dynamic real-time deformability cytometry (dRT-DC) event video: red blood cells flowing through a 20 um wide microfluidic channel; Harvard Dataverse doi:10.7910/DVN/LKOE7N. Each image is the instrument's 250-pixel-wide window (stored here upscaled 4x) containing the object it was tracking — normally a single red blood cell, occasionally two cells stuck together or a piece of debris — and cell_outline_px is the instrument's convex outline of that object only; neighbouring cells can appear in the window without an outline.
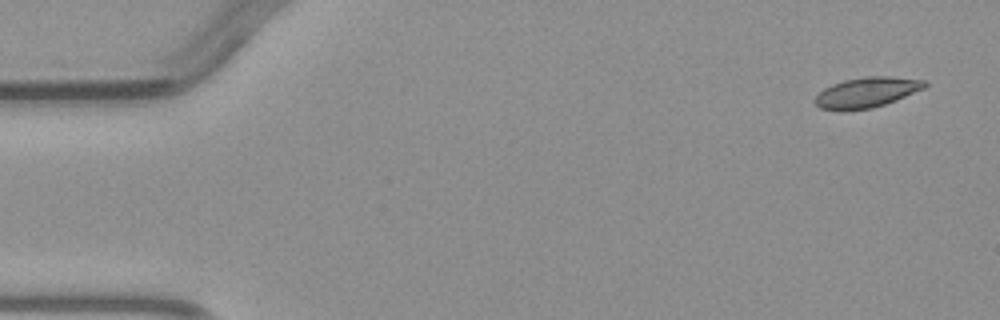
{"species": "common noctule bat (a hibernating species)", "species_latin": "Nyctalus noctula", "temperature_condition": "warm", "stored_images_in_passage": 5, "segment_of_instrument_passage": [1, 2], "camera_frame_rate_fps": 3000, "um_per_image_px": 0.085, "animal": {"sex": "male", "body_mass_g": 23.1, "forearm_length_mm": 52.7}, "frame": {"image": 1, "passage_image": 1, "time_ms": 0.0, "image_size_px": [1000, 320], "cell_outline_px": [[928, 84], [924, 88], [896, 100], [872, 108], [820, 108], [812, 100], [824, 88], [832, 84], [844, 80], [864, 76], [888, 76], [928, 80]], "centroid_in_image_um": [73.72, 7.8], "position_along_channel_um": 11.3, "area_um2": 18.9}}
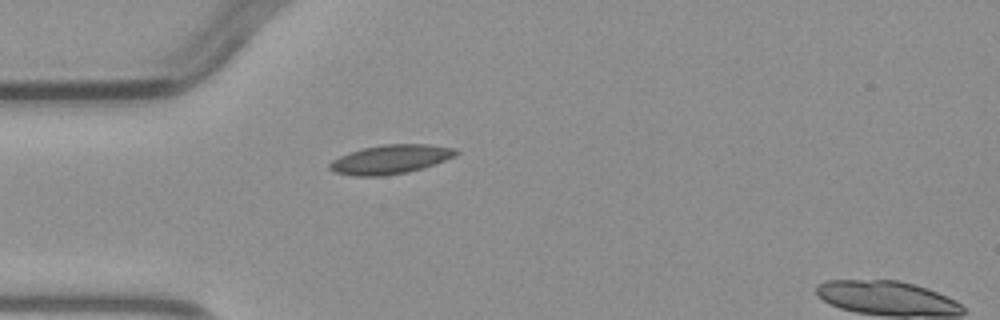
{"frame": {"image": 2, "passage_image": 4, "time_ms": 3.667, "image_size_px": [1000, 320], "cell_outline_px": [[460, 152], [456, 156], [408, 172], [380, 176], [356, 176], [336, 172], [328, 168], [328, 164], [332, 160], [348, 152], [364, 148], [384, 144], [428, 144], [456, 148]], "centroid_in_image_um": [33.19, 13.53], "position_along_channel_um": 51.8, "area_um2": 21.21}}